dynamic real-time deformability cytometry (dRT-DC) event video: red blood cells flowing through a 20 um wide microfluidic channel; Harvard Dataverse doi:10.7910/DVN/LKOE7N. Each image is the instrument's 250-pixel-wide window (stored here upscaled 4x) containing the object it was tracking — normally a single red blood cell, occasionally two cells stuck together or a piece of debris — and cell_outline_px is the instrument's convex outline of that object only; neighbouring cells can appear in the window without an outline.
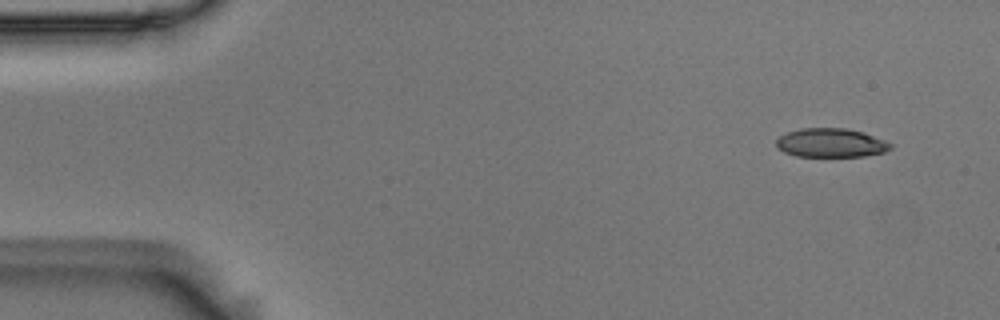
{"species": "Egyptian fruit bat (a non-hibernating species)", "species_latin": "Rousettus aegyptiacus", "temperature_condition": "room temperature", "stored_images_in_passage": 5, "camera_frame_rate_fps": 3000, "um_per_image_px": 0.085, "animal": {"sex": "male"}, "frame": {"image": 1, "passage_image": 1, "time_ms": 0.0, "image_size_px": [1000, 320], "cell_outline_px": [[892, 148], [884, 152], [864, 156], [796, 156], [784, 152], [776, 148], [776, 140], [780, 136], [788, 132], [800, 128], [844, 128], [864, 132], [884, 140], [892, 144]], "centroid_in_image_um": [70.61, 12.14], "position_along_channel_um": 14.4, "area_um2": 19.25}}